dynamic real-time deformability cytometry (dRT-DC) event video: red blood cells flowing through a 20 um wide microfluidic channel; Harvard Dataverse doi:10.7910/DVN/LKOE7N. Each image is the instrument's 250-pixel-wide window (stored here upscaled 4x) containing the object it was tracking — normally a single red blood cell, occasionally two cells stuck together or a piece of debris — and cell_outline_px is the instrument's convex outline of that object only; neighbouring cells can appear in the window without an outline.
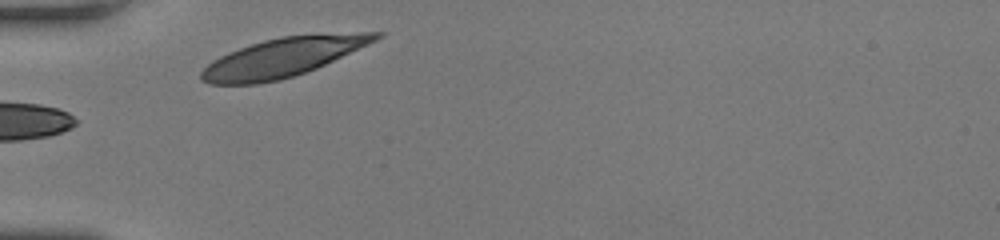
{"species": "human", "species_latin": "Homo sapiens", "temperature_condition": "room temperature", "stored_images_in_passage": 24, "camera_frame_rate_fps": 3000, "um_per_image_px": 0.085, "donor": {"sex": "female"}, "frame": {"image": 1, "passage_image": 1, "time_ms": 0.0, "image_size_px": [1000, 240], "cell_outline_px": [[384, 36], [368, 44], [316, 68], [280, 80], [256, 84], [208, 84], [200, 80], [200, 72], [212, 60], [220, 56], [240, 48], [264, 40], [280, 36], [360, 32], [384, 32]], "centroid_in_image_um": [24.02, 4.88], "position_along_channel_um": 61.0, "area_um2": 39.19}}
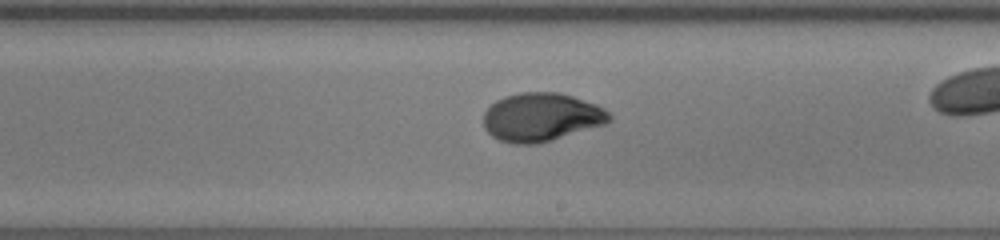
{"frame": {"image": 2, "passage_image": 13, "time_ms": 4.0, "image_size_px": [1000, 240], "cell_outline_px": [[612, 120], [604, 124], [552, 140], [536, 144], [516, 144], [500, 140], [492, 136], [484, 128], [484, 112], [496, 100], [504, 96], [520, 92], [556, 92], [572, 96], [596, 104], [604, 108], [612, 116]], "centroid_in_image_um": [46.01, 9.95], "position_along_channel_um": 243.0, "area_um2": 35.43}}
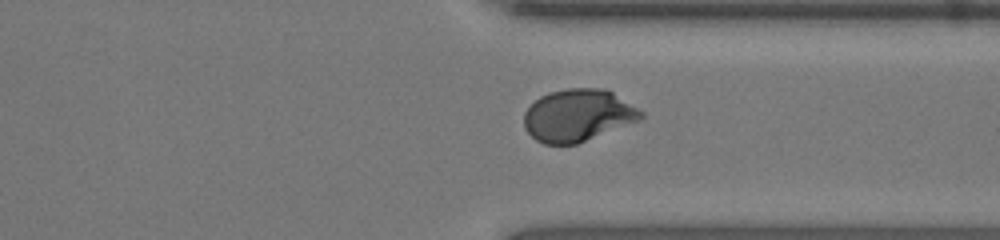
{"frame": {"image": 3, "passage_image": 22, "time_ms": 7.0, "image_size_px": [1000, 240], "cell_outline_px": [[644, 116], [640, 120], [576, 144], [544, 144], [536, 140], [524, 128], [524, 112], [540, 96], [548, 92], [568, 88], [604, 88], [612, 92], [644, 112]], "centroid_in_image_um": [49.11, 9.8], "position_along_channel_um": 362.3, "area_um2": 35.43}}